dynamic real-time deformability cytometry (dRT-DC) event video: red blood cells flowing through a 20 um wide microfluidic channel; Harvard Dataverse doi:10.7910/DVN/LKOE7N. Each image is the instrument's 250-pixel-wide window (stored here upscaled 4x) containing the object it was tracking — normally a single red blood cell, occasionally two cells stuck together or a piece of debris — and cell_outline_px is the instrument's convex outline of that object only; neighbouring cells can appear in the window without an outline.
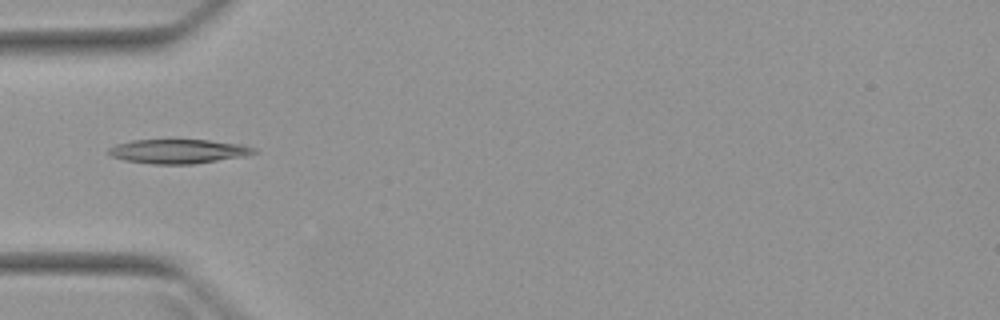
{"species": "Egyptian fruit bat (a non-hibernating species)", "species_latin": "Rousettus aegyptiacus", "temperature_condition": "warm", "stored_images_in_passage": 4, "camera_frame_rate_fps": 3000, "um_per_image_px": 0.085, "animal": {"sex": "female"}, "frame": {"image": 1, "passage_image": 4, "time_ms": 4.333, "image_size_px": [1000, 320], "cell_outline_px": [[260, 152], [244, 156], [192, 164], [152, 164], [124, 160], [112, 156], [108, 152], [108, 148], [116, 144], [132, 140], [208, 140], [240, 144], [256, 148]], "centroid_in_image_um": [15.16, 12.86], "position_along_channel_um": 69.8, "area_um2": 20.46}}